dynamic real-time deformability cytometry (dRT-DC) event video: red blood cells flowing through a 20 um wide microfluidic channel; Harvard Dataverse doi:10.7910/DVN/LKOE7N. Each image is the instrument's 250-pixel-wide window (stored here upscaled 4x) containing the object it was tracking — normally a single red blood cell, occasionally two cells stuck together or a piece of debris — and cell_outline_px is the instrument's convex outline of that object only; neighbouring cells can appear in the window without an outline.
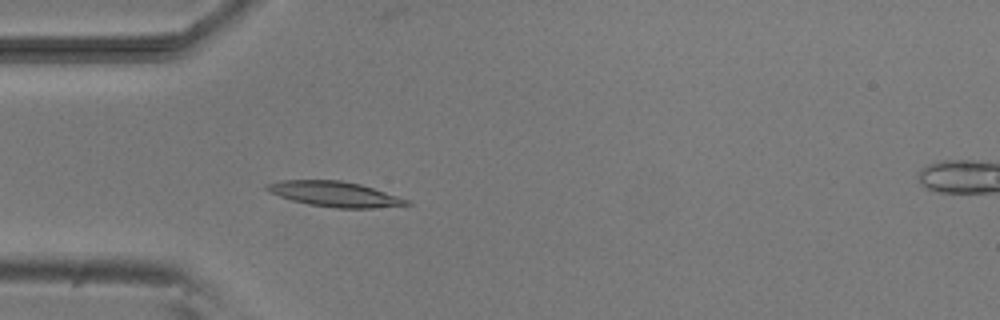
{"species": "common noctule bat (a hibernating species)", "species_latin": "Nyctalus noctula", "temperature_condition": "room temperature", "stored_images_in_passage": 4, "segment_of_instrument_passage": [1, 2], "camera_frame_rate_fps": 3000, "um_per_image_px": 0.085, "animal": {"sex": "male", "body_mass_g": 20.5, "forearm_length_mm": 52.5}, "frame": {"image": 1, "passage_image": 3, "time_ms": 3.0, "image_size_px": [1000, 320], "cell_outline_px": [[412, 204], [376, 208], [336, 208], [308, 204], [292, 200], [268, 192], [264, 188], [264, 184], [280, 180], [340, 180], [360, 184], [408, 200]], "centroid_in_image_um": [28.38, 16.49], "position_along_channel_um": 56.6, "area_um2": 20.4}}